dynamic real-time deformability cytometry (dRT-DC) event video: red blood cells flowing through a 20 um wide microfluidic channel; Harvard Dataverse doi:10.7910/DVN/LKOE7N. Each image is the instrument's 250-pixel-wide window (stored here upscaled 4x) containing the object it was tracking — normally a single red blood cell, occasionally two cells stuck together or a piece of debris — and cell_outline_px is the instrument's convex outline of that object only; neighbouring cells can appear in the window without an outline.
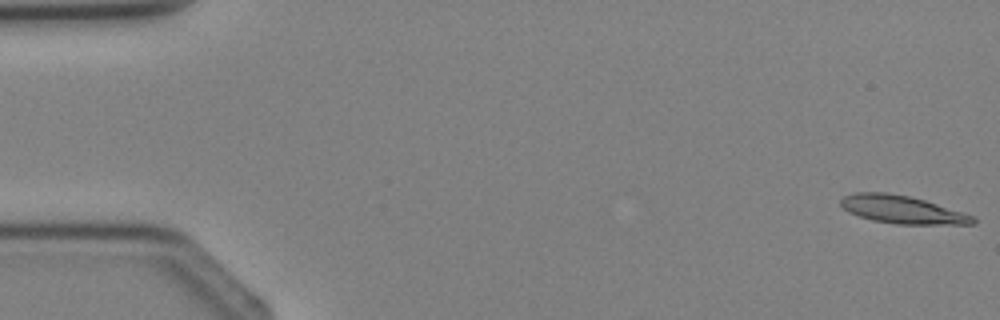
{"species": "Egyptian fruit bat (a non-hibernating species)", "species_latin": "Rousettus aegyptiacus", "temperature_condition": "cold", "stored_images_in_passage": 4, "camera_frame_rate_fps": 3000, "um_per_image_px": 0.085, "animal": {"sex": "female"}, "frame": {"image": 1, "passage_image": 1, "time_ms": 0.0, "image_size_px": [1000, 320], "cell_outline_px": [[976, 224], [896, 224], [872, 220], [848, 212], [840, 204], [840, 200], [844, 196], [856, 192], [888, 192], [908, 196], [924, 200], [976, 216]], "centroid_in_image_um": [76.7, 17.81], "position_along_channel_um": 8.3, "area_um2": 21.44}}
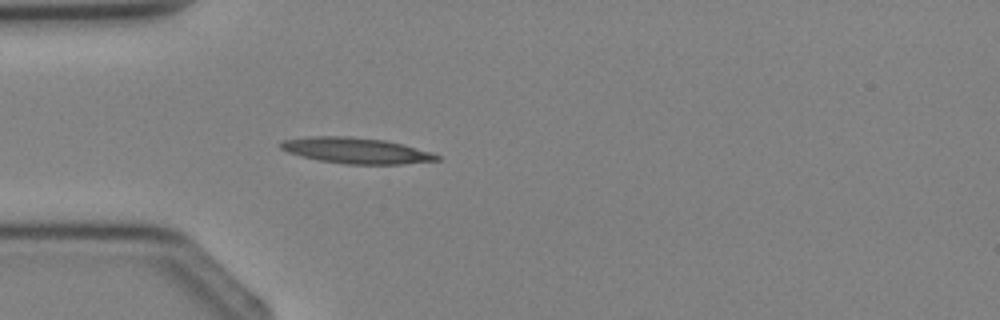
{"frame": {"image": 2, "passage_image": 4, "time_ms": 3.333, "image_size_px": [1000, 320], "cell_outline_px": [[440, 160], [400, 164], [344, 164], [320, 160], [288, 152], [280, 148], [280, 144], [284, 140], [312, 136], [348, 136], [384, 140], [432, 152], [440, 156]], "centroid_in_image_um": [30.29, 12.8], "position_along_channel_um": 54.7, "area_um2": 23.18}}